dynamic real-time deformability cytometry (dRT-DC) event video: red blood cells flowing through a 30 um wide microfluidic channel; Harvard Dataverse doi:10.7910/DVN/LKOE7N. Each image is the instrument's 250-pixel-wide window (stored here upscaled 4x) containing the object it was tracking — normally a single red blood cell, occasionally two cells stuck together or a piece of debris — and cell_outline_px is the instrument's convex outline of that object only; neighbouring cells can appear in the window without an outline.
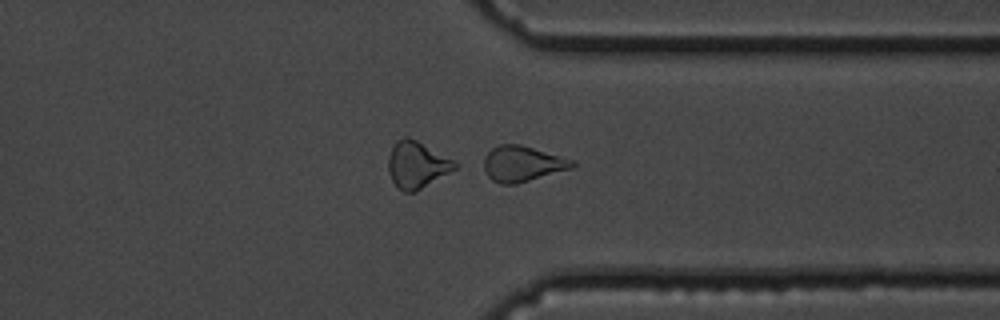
{"species": "common noctule bat (a hibernating species)", "species_latin": "Nyctalus noctula", "temperature_condition": "cold", "stored_images_in_passage": 55, "camera_frame_rate_fps": 3000, "um_per_image_px": 0.085, "animal": {"sex": "male", "body_mass_g": 19.5, "forearm_length_mm": 54.6}, "frame": {"image": 1, "passage_image": 43, "time_ms": 14.0, "image_size_px": [1000, 320], "cell_outline_px": [[576, 164], [572, 168], [516, 184], [500, 184], [492, 180], [488, 176], [484, 168], [484, 156], [492, 148], [500, 144], [520, 144], [576, 160]], "centroid_in_image_um": [44.42, 13.91], "position_along_channel_um": 367.0, "area_um2": 18.38}}